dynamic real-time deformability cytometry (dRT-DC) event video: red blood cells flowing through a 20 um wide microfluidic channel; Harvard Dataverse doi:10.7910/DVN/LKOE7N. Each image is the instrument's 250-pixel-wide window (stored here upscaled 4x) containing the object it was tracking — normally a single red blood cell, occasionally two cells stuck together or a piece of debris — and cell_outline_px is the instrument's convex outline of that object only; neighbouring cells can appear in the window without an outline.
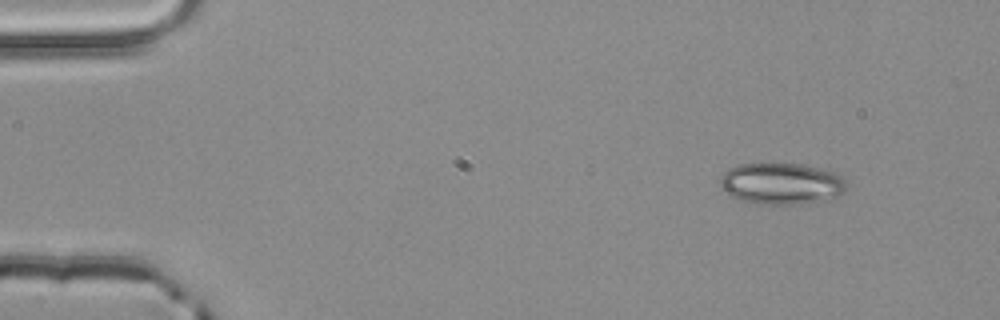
{"species": "common noctule bat (a hibernating species)", "species_latin": "Nyctalus noctula", "temperature_condition": "room temperature", "stored_images_in_passage": 4, "segment_of_instrument_passage": [1, 2], "camera_frame_rate_fps": 3000, "um_per_image_px": 0.085, "animal": {"sex": "male", "body_mass_g": 20.4}, "frame": {"image": 1, "passage_image": 1, "time_ms": 0.0, "image_size_px": [1000, 320], "cell_outline_px": [[848, 184], [844, 192], [836, 196], [824, 200], [796, 204], [756, 204], [740, 200], [732, 196], [720, 184], [720, 176], [728, 168], [740, 164], [800, 164], [836, 172]], "centroid_in_image_um": [66.42, 15.61], "position_along_channel_um": 18.6, "area_um2": 30.35}}